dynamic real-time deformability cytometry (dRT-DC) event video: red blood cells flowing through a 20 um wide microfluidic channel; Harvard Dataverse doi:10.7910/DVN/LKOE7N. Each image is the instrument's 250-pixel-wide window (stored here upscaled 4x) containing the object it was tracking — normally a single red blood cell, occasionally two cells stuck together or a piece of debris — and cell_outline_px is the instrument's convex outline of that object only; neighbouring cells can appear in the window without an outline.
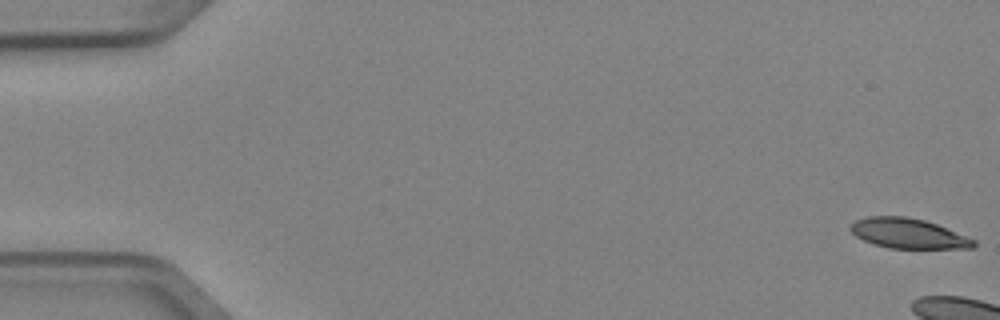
{"species": "Egyptian fruit bat (a non-hibernating species)", "species_latin": "Rousettus aegyptiacus", "temperature_condition": "cold", "stored_images_in_passage": 4, "camera_frame_rate_fps": 3000, "um_per_image_px": 0.085, "animal": {"sex": "female"}, "frame": {"image": 1, "passage_image": 1, "time_ms": 0.0, "image_size_px": [1000, 320], "cell_outline_px": [[976, 244], [972, 248], [888, 248], [864, 240], [856, 236], [848, 228], [848, 224], [856, 220], [868, 216], [904, 216], [924, 220], [936, 224], [976, 240]], "centroid_in_image_um": [77.16, 19.83], "position_along_channel_um": 7.8, "area_um2": 21.39}}